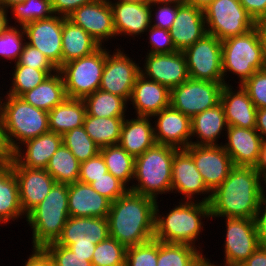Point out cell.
I'll return each mask as SVG.
<instances>
[{
    "mask_svg": "<svg viewBox=\"0 0 266 266\" xmlns=\"http://www.w3.org/2000/svg\"><path fill=\"white\" fill-rule=\"evenodd\" d=\"M265 183L255 167L234 166L228 177L211 192V218L254 219Z\"/></svg>",
    "mask_w": 266,
    "mask_h": 266,
    "instance_id": "1",
    "label": "cell"
},
{
    "mask_svg": "<svg viewBox=\"0 0 266 266\" xmlns=\"http://www.w3.org/2000/svg\"><path fill=\"white\" fill-rule=\"evenodd\" d=\"M157 201L128 190L111 202L107 216L110 237L126 248L154 238Z\"/></svg>",
    "mask_w": 266,
    "mask_h": 266,
    "instance_id": "2",
    "label": "cell"
},
{
    "mask_svg": "<svg viewBox=\"0 0 266 266\" xmlns=\"http://www.w3.org/2000/svg\"><path fill=\"white\" fill-rule=\"evenodd\" d=\"M196 200H179V205L161 215L159 202L155 207V232L154 239L166 243H184L198 247V238L204 231L203 218L211 219L209 203ZM167 214V215H166ZM208 217V218H207Z\"/></svg>",
    "mask_w": 266,
    "mask_h": 266,
    "instance_id": "3",
    "label": "cell"
},
{
    "mask_svg": "<svg viewBox=\"0 0 266 266\" xmlns=\"http://www.w3.org/2000/svg\"><path fill=\"white\" fill-rule=\"evenodd\" d=\"M177 150L178 148L170 145L155 144L136 157L134 177L129 190L155 201L158 200L159 194H170L172 161Z\"/></svg>",
    "mask_w": 266,
    "mask_h": 266,
    "instance_id": "4",
    "label": "cell"
},
{
    "mask_svg": "<svg viewBox=\"0 0 266 266\" xmlns=\"http://www.w3.org/2000/svg\"><path fill=\"white\" fill-rule=\"evenodd\" d=\"M69 218L68 184L55 183L45 199L26 216L32 229V247L56 242Z\"/></svg>",
    "mask_w": 266,
    "mask_h": 266,
    "instance_id": "5",
    "label": "cell"
},
{
    "mask_svg": "<svg viewBox=\"0 0 266 266\" xmlns=\"http://www.w3.org/2000/svg\"><path fill=\"white\" fill-rule=\"evenodd\" d=\"M1 124L8 147L13 152L23 142L49 131V115L23 98L7 94Z\"/></svg>",
    "mask_w": 266,
    "mask_h": 266,
    "instance_id": "6",
    "label": "cell"
},
{
    "mask_svg": "<svg viewBox=\"0 0 266 266\" xmlns=\"http://www.w3.org/2000/svg\"><path fill=\"white\" fill-rule=\"evenodd\" d=\"M221 43L224 85H230L226 80L231 73L237 75L239 78L238 85H242L256 71L266 68L263 48L256 28L245 34L227 38ZM227 74L228 76H226Z\"/></svg>",
    "mask_w": 266,
    "mask_h": 266,
    "instance_id": "7",
    "label": "cell"
},
{
    "mask_svg": "<svg viewBox=\"0 0 266 266\" xmlns=\"http://www.w3.org/2000/svg\"><path fill=\"white\" fill-rule=\"evenodd\" d=\"M106 60V47L90 55L63 64L58 71L64 81L67 98L84 99L99 89Z\"/></svg>",
    "mask_w": 266,
    "mask_h": 266,
    "instance_id": "8",
    "label": "cell"
},
{
    "mask_svg": "<svg viewBox=\"0 0 266 266\" xmlns=\"http://www.w3.org/2000/svg\"><path fill=\"white\" fill-rule=\"evenodd\" d=\"M203 12L207 33L221 41L255 28L256 22L239 0H214Z\"/></svg>",
    "mask_w": 266,
    "mask_h": 266,
    "instance_id": "9",
    "label": "cell"
},
{
    "mask_svg": "<svg viewBox=\"0 0 266 266\" xmlns=\"http://www.w3.org/2000/svg\"><path fill=\"white\" fill-rule=\"evenodd\" d=\"M183 53L191 79L224 82L222 43L214 35L205 34Z\"/></svg>",
    "mask_w": 266,
    "mask_h": 266,
    "instance_id": "10",
    "label": "cell"
},
{
    "mask_svg": "<svg viewBox=\"0 0 266 266\" xmlns=\"http://www.w3.org/2000/svg\"><path fill=\"white\" fill-rule=\"evenodd\" d=\"M224 82H209L189 78L171 89L170 105L192 118L220 103Z\"/></svg>",
    "mask_w": 266,
    "mask_h": 266,
    "instance_id": "11",
    "label": "cell"
},
{
    "mask_svg": "<svg viewBox=\"0 0 266 266\" xmlns=\"http://www.w3.org/2000/svg\"><path fill=\"white\" fill-rule=\"evenodd\" d=\"M119 48H115L113 54L106 48L105 66L99 89L122 97L129 103L136 78L140 74V63L133 61L124 53V49Z\"/></svg>",
    "mask_w": 266,
    "mask_h": 266,
    "instance_id": "12",
    "label": "cell"
},
{
    "mask_svg": "<svg viewBox=\"0 0 266 266\" xmlns=\"http://www.w3.org/2000/svg\"><path fill=\"white\" fill-rule=\"evenodd\" d=\"M224 264L240 266L259 247L254 219L225 218Z\"/></svg>",
    "mask_w": 266,
    "mask_h": 266,
    "instance_id": "13",
    "label": "cell"
},
{
    "mask_svg": "<svg viewBox=\"0 0 266 266\" xmlns=\"http://www.w3.org/2000/svg\"><path fill=\"white\" fill-rule=\"evenodd\" d=\"M26 43L37 48L59 69L62 66L63 16L54 14L23 26Z\"/></svg>",
    "mask_w": 266,
    "mask_h": 266,
    "instance_id": "14",
    "label": "cell"
},
{
    "mask_svg": "<svg viewBox=\"0 0 266 266\" xmlns=\"http://www.w3.org/2000/svg\"><path fill=\"white\" fill-rule=\"evenodd\" d=\"M185 150L192 156L207 188L212 192L234 167L230 155L221 145H193Z\"/></svg>",
    "mask_w": 266,
    "mask_h": 266,
    "instance_id": "15",
    "label": "cell"
},
{
    "mask_svg": "<svg viewBox=\"0 0 266 266\" xmlns=\"http://www.w3.org/2000/svg\"><path fill=\"white\" fill-rule=\"evenodd\" d=\"M140 74L170 90L188 80L189 73L183 52L149 54L145 56Z\"/></svg>",
    "mask_w": 266,
    "mask_h": 266,
    "instance_id": "16",
    "label": "cell"
},
{
    "mask_svg": "<svg viewBox=\"0 0 266 266\" xmlns=\"http://www.w3.org/2000/svg\"><path fill=\"white\" fill-rule=\"evenodd\" d=\"M171 193L183 195L181 200L194 201L195 195H200L205 196L202 197V202L209 203L211 198V191L205 185L192 156L185 149H178L172 161Z\"/></svg>",
    "mask_w": 266,
    "mask_h": 266,
    "instance_id": "17",
    "label": "cell"
},
{
    "mask_svg": "<svg viewBox=\"0 0 266 266\" xmlns=\"http://www.w3.org/2000/svg\"><path fill=\"white\" fill-rule=\"evenodd\" d=\"M67 18L83 28L101 46L105 41L116 38L113 11L107 0H96L82 5Z\"/></svg>",
    "mask_w": 266,
    "mask_h": 266,
    "instance_id": "18",
    "label": "cell"
},
{
    "mask_svg": "<svg viewBox=\"0 0 266 266\" xmlns=\"http://www.w3.org/2000/svg\"><path fill=\"white\" fill-rule=\"evenodd\" d=\"M156 144L185 149L191 144V118L171 105L154 114Z\"/></svg>",
    "mask_w": 266,
    "mask_h": 266,
    "instance_id": "19",
    "label": "cell"
},
{
    "mask_svg": "<svg viewBox=\"0 0 266 266\" xmlns=\"http://www.w3.org/2000/svg\"><path fill=\"white\" fill-rule=\"evenodd\" d=\"M62 143V135L51 131L43 133L36 138L29 139L12 152L10 166L46 169L51 156L58 150ZM21 146H24L26 149H23Z\"/></svg>",
    "mask_w": 266,
    "mask_h": 266,
    "instance_id": "20",
    "label": "cell"
},
{
    "mask_svg": "<svg viewBox=\"0 0 266 266\" xmlns=\"http://www.w3.org/2000/svg\"><path fill=\"white\" fill-rule=\"evenodd\" d=\"M109 236L107 217H69L55 243L65 247L91 245L98 244Z\"/></svg>",
    "mask_w": 266,
    "mask_h": 266,
    "instance_id": "21",
    "label": "cell"
},
{
    "mask_svg": "<svg viewBox=\"0 0 266 266\" xmlns=\"http://www.w3.org/2000/svg\"><path fill=\"white\" fill-rule=\"evenodd\" d=\"M222 146L230 155L234 166L256 167L263 139L258 131L237 126H228Z\"/></svg>",
    "mask_w": 266,
    "mask_h": 266,
    "instance_id": "22",
    "label": "cell"
},
{
    "mask_svg": "<svg viewBox=\"0 0 266 266\" xmlns=\"http://www.w3.org/2000/svg\"><path fill=\"white\" fill-rule=\"evenodd\" d=\"M116 36L141 37L151 26V3L109 2ZM138 35V36H137ZM129 36V37H128Z\"/></svg>",
    "mask_w": 266,
    "mask_h": 266,
    "instance_id": "23",
    "label": "cell"
},
{
    "mask_svg": "<svg viewBox=\"0 0 266 266\" xmlns=\"http://www.w3.org/2000/svg\"><path fill=\"white\" fill-rule=\"evenodd\" d=\"M12 169L18 182L21 207L27 215L45 199L56 181L46 169L26 167H12Z\"/></svg>",
    "mask_w": 266,
    "mask_h": 266,
    "instance_id": "24",
    "label": "cell"
},
{
    "mask_svg": "<svg viewBox=\"0 0 266 266\" xmlns=\"http://www.w3.org/2000/svg\"><path fill=\"white\" fill-rule=\"evenodd\" d=\"M170 96L169 88L139 74L129 102L136 116L152 117L170 106Z\"/></svg>",
    "mask_w": 266,
    "mask_h": 266,
    "instance_id": "25",
    "label": "cell"
},
{
    "mask_svg": "<svg viewBox=\"0 0 266 266\" xmlns=\"http://www.w3.org/2000/svg\"><path fill=\"white\" fill-rule=\"evenodd\" d=\"M169 31L175 48L183 52L207 34L204 12L188 4L180 5Z\"/></svg>",
    "mask_w": 266,
    "mask_h": 266,
    "instance_id": "26",
    "label": "cell"
},
{
    "mask_svg": "<svg viewBox=\"0 0 266 266\" xmlns=\"http://www.w3.org/2000/svg\"><path fill=\"white\" fill-rule=\"evenodd\" d=\"M220 103L223 105L228 126H237L245 129L256 128L258 109L241 85H238L236 89L231 85H224Z\"/></svg>",
    "mask_w": 266,
    "mask_h": 266,
    "instance_id": "27",
    "label": "cell"
},
{
    "mask_svg": "<svg viewBox=\"0 0 266 266\" xmlns=\"http://www.w3.org/2000/svg\"><path fill=\"white\" fill-rule=\"evenodd\" d=\"M110 206L111 201L90 184L77 181L68 185L69 217H107Z\"/></svg>",
    "mask_w": 266,
    "mask_h": 266,
    "instance_id": "28",
    "label": "cell"
},
{
    "mask_svg": "<svg viewBox=\"0 0 266 266\" xmlns=\"http://www.w3.org/2000/svg\"><path fill=\"white\" fill-rule=\"evenodd\" d=\"M151 117L135 116L124 119L118 145L134 158L156 144Z\"/></svg>",
    "mask_w": 266,
    "mask_h": 266,
    "instance_id": "29",
    "label": "cell"
},
{
    "mask_svg": "<svg viewBox=\"0 0 266 266\" xmlns=\"http://www.w3.org/2000/svg\"><path fill=\"white\" fill-rule=\"evenodd\" d=\"M227 127L223 105L219 103L191 118V144L221 145L223 143L219 144L218 139ZM193 137H197L195 141Z\"/></svg>",
    "mask_w": 266,
    "mask_h": 266,
    "instance_id": "30",
    "label": "cell"
},
{
    "mask_svg": "<svg viewBox=\"0 0 266 266\" xmlns=\"http://www.w3.org/2000/svg\"><path fill=\"white\" fill-rule=\"evenodd\" d=\"M101 45L83 28L63 17L62 65L75 59L90 55Z\"/></svg>",
    "mask_w": 266,
    "mask_h": 266,
    "instance_id": "31",
    "label": "cell"
},
{
    "mask_svg": "<svg viewBox=\"0 0 266 266\" xmlns=\"http://www.w3.org/2000/svg\"><path fill=\"white\" fill-rule=\"evenodd\" d=\"M20 203L19 187L11 166L0 170V225L26 218Z\"/></svg>",
    "mask_w": 266,
    "mask_h": 266,
    "instance_id": "32",
    "label": "cell"
},
{
    "mask_svg": "<svg viewBox=\"0 0 266 266\" xmlns=\"http://www.w3.org/2000/svg\"><path fill=\"white\" fill-rule=\"evenodd\" d=\"M21 98L34 107L49 112L67 98L61 73L57 71L48 76L38 86L24 93Z\"/></svg>",
    "mask_w": 266,
    "mask_h": 266,
    "instance_id": "33",
    "label": "cell"
},
{
    "mask_svg": "<svg viewBox=\"0 0 266 266\" xmlns=\"http://www.w3.org/2000/svg\"><path fill=\"white\" fill-rule=\"evenodd\" d=\"M86 114L83 99L66 98L48 112L49 131L63 135L74 128L82 127Z\"/></svg>",
    "mask_w": 266,
    "mask_h": 266,
    "instance_id": "34",
    "label": "cell"
},
{
    "mask_svg": "<svg viewBox=\"0 0 266 266\" xmlns=\"http://www.w3.org/2000/svg\"><path fill=\"white\" fill-rule=\"evenodd\" d=\"M125 117H93L85 116L83 127L89 137L99 148L118 145L121 128Z\"/></svg>",
    "mask_w": 266,
    "mask_h": 266,
    "instance_id": "35",
    "label": "cell"
},
{
    "mask_svg": "<svg viewBox=\"0 0 266 266\" xmlns=\"http://www.w3.org/2000/svg\"><path fill=\"white\" fill-rule=\"evenodd\" d=\"M202 251L189 244L158 240L157 266H197L205 258Z\"/></svg>",
    "mask_w": 266,
    "mask_h": 266,
    "instance_id": "36",
    "label": "cell"
},
{
    "mask_svg": "<svg viewBox=\"0 0 266 266\" xmlns=\"http://www.w3.org/2000/svg\"><path fill=\"white\" fill-rule=\"evenodd\" d=\"M87 115L93 117H127L128 103L117 95L101 89L83 99Z\"/></svg>",
    "mask_w": 266,
    "mask_h": 266,
    "instance_id": "37",
    "label": "cell"
},
{
    "mask_svg": "<svg viewBox=\"0 0 266 266\" xmlns=\"http://www.w3.org/2000/svg\"><path fill=\"white\" fill-rule=\"evenodd\" d=\"M108 172L120 180L128 189L134 177L135 158L119 145L100 148Z\"/></svg>",
    "mask_w": 266,
    "mask_h": 266,
    "instance_id": "38",
    "label": "cell"
},
{
    "mask_svg": "<svg viewBox=\"0 0 266 266\" xmlns=\"http://www.w3.org/2000/svg\"><path fill=\"white\" fill-rule=\"evenodd\" d=\"M46 171L54 178L56 183L72 184L78 181L80 162L62 143L51 156Z\"/></svg>",
    "mask_w": 266,
    "mask_h": 266,
    "instance_id": "39",
    "label": "cell"
},
{
    "mask_svg": "<svg viewBox=\"0 0 266 266\" xmlns=\"http://www.w3.org/2000/svg\"><path fill=\"white\" fill-rule=\"evenodd\" d=\"M15 68V69H14ZM12 71V83L6 94L21 97L27 91L32 90L42 83L48 76L58 70H37L29 66L14 65Z\"/></svg>",
    "mask_w": 266,
    "mask_h": 266,
    "instance_id": "40",
    "label": "cell"
},
{
    "mask_svg": "<svg viewBox=\"0 0 266 266\" xmlns=\"http://www.w3.org/2000/svg\"><path fill=\"white\" fill-rule=\"evenodd\" d=\"M9 10L13 15L11 19H14V24L22 27L27 23L48 19L54 15L51 0H26L15 4Z\"/></svg>",
    "mask_w": 266,
    "mask_h": 266,
    "instance_id": "41",
    "label": "cell"
},
{
    "mask_svg": "<svg viewBox=\"0 0 266 266\" xmlns=\"http://www.w3.org/2000/svg\"><path fill=\"white\" fill-rule=\"evenodd\" d=\"M62 142L80 163L95 157L100 150L83 126L64 133Z\"/></svg>",
    "mask_w": 266,
    "mask_h": 266,
    "instance_id": "42",
    "label": "cell"
},
{
    "mask_svg": "<svg viewBox=\"0 0 266 266\" xmlns=\"http://www.w3.org/2000/svg\"><path fill=\"white\" fill-rule=\"evenodd\" d=\"M127 248L112 237L96 244L93 266H125Z\"/></svg>",
    "mask_w": 266,
    "mask_h": 266,
    "instance_id": "43",
    "label": "cell"
},
{
    "mask_svg": "<svg viewBox=\"0 0 266 266\" xmlns=\"http://www.w3.org/2000/svg\"><path fill=\"white\" fill-rule=\"evenodd\" d=\"M11 25L0 34V58L10 60V64L18 62L26 43L23 27Z\"/></svg>",
    "mask_w": 266,
    "mask_h": 266,
    "instance_id": "44",
    "label": "cell"
},
{
    "mask_svg": "<svg viewBox=\"0 0 266 266\" xmlns=\"http://www.w3.org/2000/svg\"><path fill=\"white\" fill-rule=\"evenodd\" d=\"M158 240L127 248L125 266H157Z\"/></svg>",
    "mask_w": 266,
    "mask_h": 266,
    "instance_id": "45",
    "label": "cell"
},
{
    "mask_svg": "<svg viewBox=\"0 0 266 266\" xmlns=\"http://www.w3.org/2000/svg\"><path fill=\"white\" fill-rule=\"evenodd\" d=\"M52 260L53 266H93L92 257H81L69 247L58 245L55 242L43 247Z\"/></svg>",
    "mask_w": 266,
    "mask_h": 266,
    "instance_id": "46",
    "label": "cell"
},
{
    "mask_svg": "<svg viewBox=\"0 0 266 266\" xmlns=\"http://www.w3.org/2000/svg\"><path fill=\"white\" fill-rule=\"evenodd\" d=\"M241 86L257 109L266 108V68L256 71Z\"/></svg>",
    "mask_w": 266,
    "mask_h": 266,
    "instance_id": "47",
    "label": "cell"
},
{
    "mask_svg": "<svg viewBox=\"0 0 266 266\" xmlns=\"http://www.w3.org/2000/svg\"><path fill=\"white\" fill-rule=\"evenodd\" d=\"M91 187L100 195L106 197L111 202L123 196L129 189L110 172L105 173L100 178L90 183Z\"/></svg>",
    "mask_w": 266,
    "mask_h": 266,
    "instance_id": "48",
    "label": "cell"
},
{
    "mask_svg": "<svg viewBox=\"0 0 266 266\" xmlns=\"http://www.w3.org/2000/svg\"><path fill=\"white\" fill-rule=\"evenodd\" d=\"M179 6L180 4L151 3V26L170 30Z\"/></svg>",
    "mask_w": 266,
    "mask_h": 266,
    "instance_id": "49",
    "label": "cell"
},
{
    "mask_svg": "<svg viewBox=\"0 0 266 266\" xmlns=\"http://www.w3.org/2000/svg\"><path fill=\"white\" fill-rule=\"evenodd\" d=\"M146 32H148V43L150 44V50H148L149 54L172 53L178 51L172 42L169 30L150 26Z\"/></svg>",
    "mask_w": 266,
    "mask_h": 266,
    "instance_id": "50",
    "label": "cell"
},
{
    "mask_svg": "<svg viewBox=\"0 0 266 266\" xmlns=\"http://www.w3.org/2000/svg\"><path fill=\"white\" fill-rule=\"evenodd\" d=\"M15 65H24L37 70H58L37 48L25 43L20 58Z\"/></svg>",
    "mask_w": 266,
    "mask_h": 266,
    "instance_id": "51",
    "label": "cell"
},
{
    "mask_svg": "<svg viewBox=\"0 0 266 266\" xmlns=\"http://www.w3.org/2000/svg\"><path fill=\"white\" fill-rule=\"evenodd\" d=\"M108 172L105 161L100 153L95 157L80 163V173L78 181L85 184L92 183Z\"/></svg>",
    "mask_w": 266,
    "mask_h": 266,
    "instance_id": "52",
    "label": "cell"
},
{
    "mask_svg": "<svg viewBox=\"0 0 266 266\" xmlns=\"http://www.w3.org/2000/svg\"><path fill=\"white\" fill-rule=\"evenodd\" d=\"M266 183L262 191L261 204L254 217L257 240L260 245H266ZM265 189V190H264Z\"/></svg>",
    "mask_w": 266,
    "mask_h": 266,
    "instance_id": "53",
    "label": "cell"
},
{
    "mask_svg": "<svg viewBox=\"0 0 266 266\" xmlns=\"http://www.w3.org/2000/svg\"><path fill=\"white\" fill-rule=\"evenodd\" d=\"M94 1L96 0H51V3L54 14L67 18L78 7Z\"/></svg>",
    "mask_w": 266,
    "mask_h": 266,
    "instance_id": "54",
    "label": "cell"
},
{
    "mask_svg": "<svg viewBox=\"0 0 266 266\" xmlns=\"http://www.w3.org/2000/svg\"><path fill=\"white\" fill-rule=\"evenodd\" d=\"M239 2L255 22L266 18V0H239Z\"/></svg>",
    "mask_w": 266,
    "mask_h": 266,
    "instance_id": "55",
    "label": "cell"
},
{
    "mask_svg": "<svg viewBox=\"0 0 266 266\" xmlns=\"http://www.w3.org/2000/svg\"><path fill=\"white\" fill-rule=\"evenodd\" d=\"M24 266H53L52 260L43 248H32Z\"/></svg>",
    "mask_w": 266,
    "mask_h": 266,
    "instance_id": "56",
    "label": "cell"
},
{
    "mask_svg": "<svg viewBox=\"0 0 266 266\" xmlns=\"http://www.w3.org/2000/svg\"><path fill=\"white\" fill-rule=\"evenodd\" d=\"M12 151L8 147L2 124L0 122V170L11 165Z\"/></svg>",
    "mask_w": 266,
    "mask_h": 266,
    "instance_id": "57",
    "label": "cell"
},
{
    "mask_svg": "<svg viewBox=\"0 0 266 266\" xmlns=\"http://www.w3.org/2000/svg\"><path fill=\"white\" fill-rule=\"evenodd\" d=\"M240 266H266V245H259L254 253Z\"/></svg>",
    "mask_w": 266,
    "mask_h": 266,
    "instance_id": "58",
    "label": "cell"
},
{
    "mask_svg": "<svg viewBox=\"0 0 266 266\" xmlns=\"http://www.w3.org/2000/svg\"><path fill=\"white\" fill-rule=\"evenodd\" d=\"M255 129L261 135L263 141H266V108L257 110Z\"/></svg>",
    "mask_w": 266,
    "mask_h": 266,
    "instance_id": "59",
    "label": "cell"
},
{
    "mask_svg": "<svg viewBox=\"0 0 266 266\" xmlns=\"http://www.w3.org/2000/svg\"><path fill=\"white\" fill-rule=\"evenodd\" d=\"M69 248L81 257H92L96 244L91 245H70Z\"/></svg>",
    "mask_w": 266,
    "mask_h": 266,
    "instance_id": "60",
    "label": "cell"
},
{
    "mask_svg": "<svg viewBox=\"0 0 266 266\" xmlns=\"http://www.w3.org/2000/svg\"><path fill=\"white\" fill-rule=\"evenodd\" d=\"M255 169L266 181V141L262 143L260 157Z\"/></svg>",
    "mask_w": 266,
    "mask_h": 266,
    "instance_id": "61",
    "label": "cell"
},
{
    "mask_svg": "<svg viewBox=\"0 0 266 266\" xmlns=\"http://www.w3.org/2000/svg\"><path fill=\"white\" fill-rule=\"evenodd\" d=\"M255 28L257 29L261 40L264 59L266 62V18L256 21Z\"/></svg>",
    "mask_w": 266,
    "mask_h": 266,
    "instance_id": "62",
    "label": "cell"
},
{
    "mask_svg": "<svg viewBox=\"0 0 266 266\" xmlns=\"http://www.w3.org/2000/svg\"><path fill=\"white\" fill-rule=\"evenodd\" d=\"M8 12V10H5L3 7L0 6V34L3 33L10 26V18L9 16H7Z\"/></svg>",
    "mask_w": 266,
    "mask_h": 266,
    "instance_id": "63",
    "label": "cell"
},
{
    "mask_svg": "<svg viewBox=\"0 0 266 266\" xmlns=\"http://www.w3.org/2000/svg\"><path fill=\"white\" fill-rule=\"evenodd\" d=\"M214 0H186V4L191 5L201 11H204Z\"/></svg>",
    "mask_w": 266,
    "mask_h": 266,
    "instance_id": "64",
    "label": "cell"
},
{
    "mask_svg": "<svg viewBox=\"0 0 266 266\" xmlns=\"http://www.w3.org/2000/svg\"><path fill=\"white\" fill-rule=\"evenodd\" d=\"M26 0H1L0 6L3 7L5 10H8L13 7L15 4L23 3Z\"/></svg>",
    "mask_w": 266,
    "mask_h": 266,
    "instance_id": "65",
    "label": "cell"
},
{
    "mask_svg": "<svg viewBox=\"0 0 266 266\" xmlns=\"http://www.w3.org/2000/svg\"><path fill=\"white\" fill-rule=\"evenodd\" d=\"M149 3L186 4V0H149Z\"/></svg>",
    "mask_w": 266,
    "mask_h": 266,
    "instance_id": "66",
    "label": "cell"
},
{
    "mask_svg": "<svg viewBox=\"0 0 266 266\" xmlns=\"http://www.w3.org/2000/svg\"><path fill=\"white\" fill-rule=\"evenodd\" d=\"M216 262H212L209 258L205 256V258L197 265V266H221L219 264H215Z\"/></svg>",
    "mask_w": 266,
    "mask_h": 266,
    "instance_id": "67",
    "label": "cell"
},
{
    "mask_svg": "<svg viewBox=\"0 0 266 266\" xmlns=\"http://www.w3.org/2000/svg\"><path fill=\"white\" fill-rule=\"evenodd\" d=\"M108 2H140V3H147L149 0H107Z\"/></svg>",
    "mask_w": 266,
    "mask_h": 266,
    "instance_id": "68",
    "label": "cell"
},
{
    "mask_svg": "<svg viewBox=\"0 0 266 266\" xmlns=\"http://www.w3.org/2000/svg\"><path fill=\"white\" fill-rule=\"evenodd\" d=\"M0 95H2V94H0ZM4 101H5V97L0 96V122H1L2 116H3Z\"/></svg>",
    "mask_w": 266,
    "mask_h": 266,
    "instance_id": "69",
    "label": "cell"
}]
</instances>
